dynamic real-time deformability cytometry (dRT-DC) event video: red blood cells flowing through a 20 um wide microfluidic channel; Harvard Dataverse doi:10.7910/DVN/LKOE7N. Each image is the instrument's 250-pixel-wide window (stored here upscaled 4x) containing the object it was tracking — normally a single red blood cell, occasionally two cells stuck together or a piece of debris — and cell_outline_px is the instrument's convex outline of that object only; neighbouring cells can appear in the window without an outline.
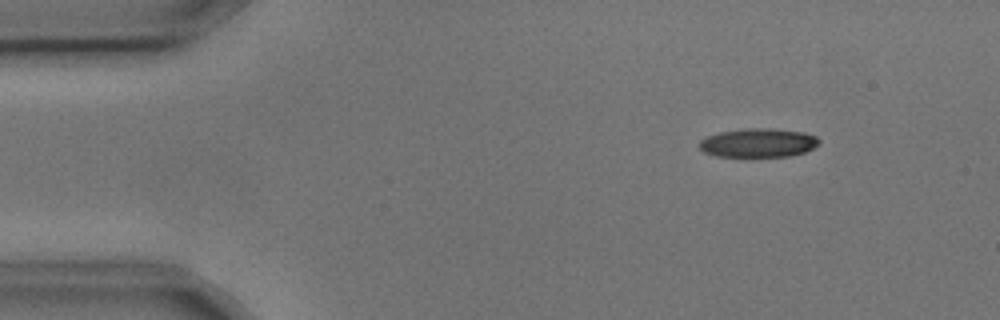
{"species": "common noctule bat (a hibernating species)", "species_latin": "Nyctalus noctula", "temperature_condition": "cold", "stored_images_in_passage": 6, "camera_frame_rate_fps": 3000, "um_per_image_px": 0.085, "animal": {"sex": "male", "body_mass_g": 17.9, "forearm_length_mm": 54.2}, "frame": {"image": 1, "passage_image": 2, "time_ms": 0.333, "image_size_px": [1000, 320], "cell_outline_px": [[820, 144], [804, 152], [788, 156], [716, 156], [704, 152], [700, 148], [700, 140], [708, 136], [720, 132], [744, 128], [768, 128], [804, 132], [816, 136], [820, 140]], "centroid_in_image_um": [64.47, 12.13], "position_along_channel_um": 20.5, "area_um2": 20.0}}
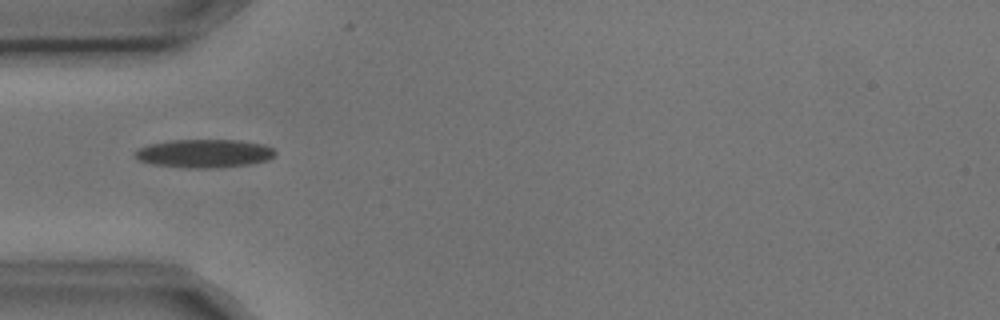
{"frame": {"image": 2, "passage_image": 5, "time_ms": 1.333, "image_size_px": [1000, 320], "cell_outline_px": [[276, 156], [268, 160], [252, 164], [212, 168], [188, 168], [152, 164], [140, 160], [132, 156], [132, 152], [148, 144], [172, 140], [240, 140], [264, 144], [272, 148], [276, 152]], "centroid_in_image_um": [17.37, 13.04], "position_along_channel_um": 67.6, "area_um2": 23.41}}